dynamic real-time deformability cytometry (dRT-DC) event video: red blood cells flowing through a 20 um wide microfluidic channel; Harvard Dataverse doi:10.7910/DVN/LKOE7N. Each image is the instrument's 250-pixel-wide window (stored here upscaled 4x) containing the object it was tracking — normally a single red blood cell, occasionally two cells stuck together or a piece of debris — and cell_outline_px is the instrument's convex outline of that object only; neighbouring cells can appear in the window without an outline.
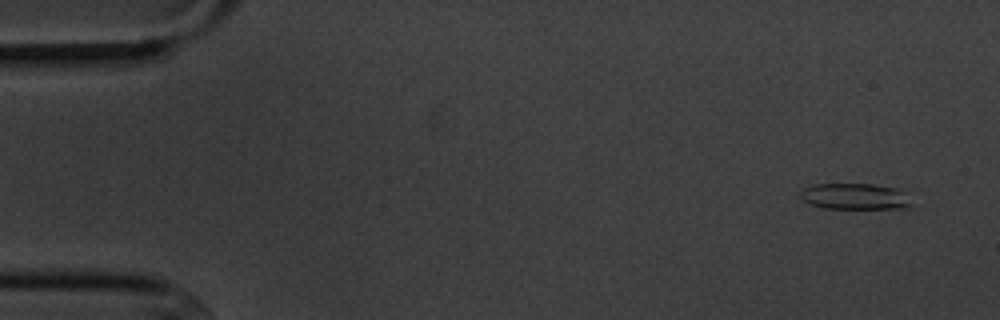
{"species": "common noctule bat (a hibernating species)", "species_latin": "Nyctalus noctula", "temperature_condition": "cold", "stored_images_in_passage": 4, "camera_frame_rate_fps": 3000, "um_per_image_px": 0.085, "animal": {"sex": "male", "body_mass_g": 20.1, "forearm_length_mm": 53.5}, "frame": {"image": 1, "passage_image": 1, "time_ms": 0.0, "image_size_px": [1000, 320], "cell_outline_px": [[912, 208], [824, 208], [808, 204], [800, 196], [800, 192], [804, 188], [812, 184], [872, 184], [896, 188], [912, 204]], "centroid_in_image_um": [72.6, 16.7], "position_along_channel_um": 12.4, "area_um2": 16.7}}